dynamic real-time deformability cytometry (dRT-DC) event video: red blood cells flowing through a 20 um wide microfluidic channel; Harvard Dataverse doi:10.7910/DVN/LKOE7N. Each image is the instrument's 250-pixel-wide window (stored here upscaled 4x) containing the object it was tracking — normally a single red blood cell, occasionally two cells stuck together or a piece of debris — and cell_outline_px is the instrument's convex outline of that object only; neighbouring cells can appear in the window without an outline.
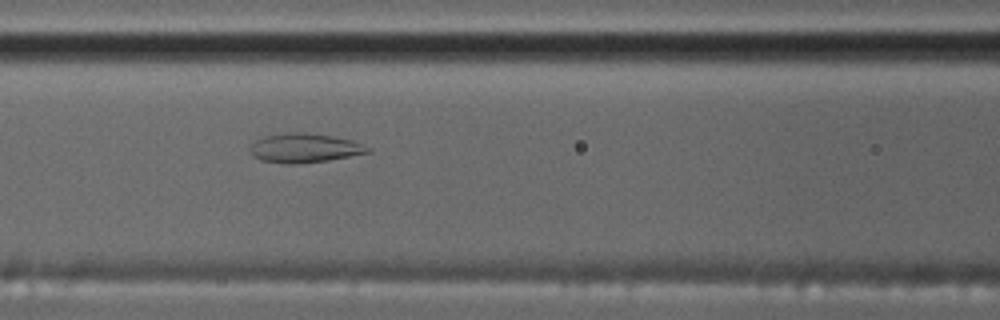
{"species": "common noctule bat (a hibernating species)", "species_latin": "Nyctalus noctula", "temperature_condition": "cold", "stored_images_in_passage": 4, "camera_frame_rate_fps": 3000, "um_per_image_px": 0.085, "animal": {"sex": "male", "body_mass_g": 17.5, "forearm_length_mm": 52.3}, "frame": {"image": 1, "passage_image": 4, "time_ms": 3.333, "image_size_px": [1000, 320], "cell_outline_px": [[372, 152], [328, 160], [296, 164], [284, 164], [260, 160], [252, 156], [248, 148], [256, 140], [264, 136], [288, 132], [304, 132], [332, 136], [352, 140], [372, 148]], "centroid_in_image_um": [25.87, 12.58], "position_along_channel_um": 140.7, "area_um2": 20.23}}